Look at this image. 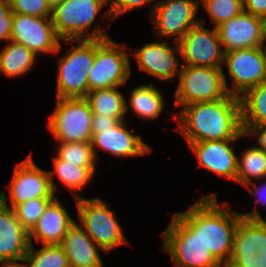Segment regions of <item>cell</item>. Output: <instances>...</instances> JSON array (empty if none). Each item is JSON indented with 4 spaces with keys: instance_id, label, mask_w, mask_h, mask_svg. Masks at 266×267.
<instances>
[{
    "instance_id": "cell-30",
    "label": "cell",
    "mask_w": 266,
    "mask_h": 267,
    "mask_svg": "<svg viewBox=\"0 0 266 267\" xmlns=\"http://www.w3.org/2000/svg\"><path fill=\"white\" fill-rule=\"evenodd\" d=\"M56 156L64 161L77 166L88 167L94 174L96 171V159L91 143L70 142L59 143Z\"/></svg>"
},
{
    "instance_id": "cell-22",
    "label": "cell",
    "mask_w": 266,
    "mask_h": 267,
    "mask_svg": "<svg viewBox=\"0 0 266 267\" xmlns=\"http://www.w3.org/2000/svg\"><path fill=\"white\" fill-rule=\"evenodd\" d=\"M230 259H249L257 256L263 244V221L256 206L250 213H240Z\"/></svg>"
},
{
    "instance_id": "cell-1",
    "label": "cell",
    "mask_w": 266,
    "mask_h": 267,
    "mask_svg": "<svg viewBox=\"0 0 266 267\" xmlns=\"http://www.w3.org/2000/svg\"><path fill=\"white\" fill-rule=\"evenodd\" d=\"M187 143L245 138L241 126L240 98L227 94L214 102L185 105L173 117Z\"/></svg>"
},
{
    "instance_id": "cell-29",
    "label": "cell",
    "mask_w": 266,
    "mask_h": 267,
    "mask_svg": "<svg viewBox=\"0 0 266 267\" xmlns=\"http://www.w3.org/2000/svg\"><path fill=\"white\" fill-rule=\"evenodd\" d=\"M24 262L26 267H69L67 255L60 244L42 245L39 250L30 244Z\"/></svg>"
},
{
    "instance_id": "cell-31",
    "label": "cell",
    "mask_w": 266,
    "mask_h": 267,
    "mask_svg": "<svg viewBox=\"0 0 266 267\" xmlns=\"http://www.w3.org/2000/svg\"><path fill=\"white\" fill-rule=\"evenodd\" d=\"M53 198H32L16 205L13 210L17 220L30 233Z\"/></svg>"
},
{
    "instance_id": "cell-27",
    "label": "cell",
    "mask_w": 266,
    "mask_h": 267,
    "mask_svg": "<svg viewBox=\"0 0 266 267\" xmlns=\"http://www.w3.org/2000/svg\"><path fill=\"white\" fill-rule=\"evenodd\" d=\"M241 126L266 125V82L240 97Z\"/></svg>"
},
{
    "instance_id": "cell-24",
    "label": "cell",
    "mask_w": 266,
    "mask_h": 267,
    "mask_svg": "<svg viewBox=\"0 0 266 267\" xmlns=\"http://www.w3.org/2000/svg\"><path fill=\"white\" fill-rule=\"evenodd\" d=\"M54 171H48L50 184L54 194L57 192V184L54 181V174L57 176L60 183L70 190L75 199L82 197L76 192L84 189L93 179L94 173L88 167L77 166L70 162L53 157Z\"/></svg>"
},
{
    "instance_id": "cell-8",
    "label": "cell",
    "mask_w": 266,
    "mask_h": 267,
    "mask_svg": "<svg viewBox=\"0 0 266 267\" xmlns=\"http://www.w3.org/2000/svg\"><path fill=\"white\" fill-rule=\"evenodd\" d=\"M47 126L59 143L92 141V116L85 98H56Z\"/></svg>"
},
{
    "instance_id": "cell-15",
    "label": "cell",
    "mask_w": 266,
    "mask_h": 267,
    "mask_svg": "<svg viewBox=\"0 0 266 267\" xmlns=\"http://www.w3.org/2000/svg\"><path fill=\"white\" fill-rule=\"evenodd\" d=\"M167 40L147 43L138 51L133 52L131 56L135 58L141 71L159 80L172 81L175 76L179 77L181 72L180 60L176 56L177 52L179 55L181 53L178 42L173 41L174 50Z\"/></svg>"
},
{
    "instance_id": "cell-3",
    "label": "cell",
    "mask_w": 266,
    "mask_h": 267,
    "mask_svg": "<svg viewBox=\"0 0 266 267\" xmlns=\"http://www.w3.org/2000/svg\"><path fill=\"white\" fill-rule=\"evenodd\" d=\"M63 41L72 47L58 60L56 98H85L88 73L95 61V39Z\"/></svg>"
},
{
    "instance_id": "cell-38",
    "label": "cell",
    "mask_w": 266,
    "mask_h": 267,
    "mask_svg": "<svg viewBox=\"0 0 266 267\" xmlns=\"http://www.w3.org/2000/svg\"><path fill=\"white\" fill-rule=\"evenodd\" d=\"M119 121L116 118L109 116H100L99 114H93L92 116V134L100 132V129H111Z\"/></svg>"
},
{
    "instance_id": "cell-41",
    "label": "cell",
    "mask_w": 266,
    "mask_h": 267,
    "mask_svg": "<svg viewBox=\"0 0 266 267\" xmlns=\"http://www.w3.org/2000/svg\"><path fill=\"white\" fill-rule=\"evenodd\" d=\"M23 262L24 258L14 260H0V267H26L25 262Z\"/></svg>"
},
{
    "instance_id": "cell-44",
    "label": "cell",
    "mask_w": 266,
    "mask_h": 267,
    "mask_svg": "<svg viewBox=\"0 0 266 267\" xmlns=\"http://www.w3.org/2000/svg\"><path fill=\"white\" fill-rule=\"evenodd\" d=\"M264 42H266V38H264ZM264 42L261 45V49H262V52L264 54V59H265V63H266V44Z\"/></svg>"
},
{
    "instance_id": "cell-19",
    "label": "cell",
    "mask_w": 266,
    "mask_h": 267,
    "mask_svg": "<svg viewBox=\"0 0 266 267\" xmlns=\"http://www.w3.org/2000/svg\"><path fill=\"white\" fill-rule=\"evenodd\" d=\"M74 220L55 196L46 206L36 226L29 233V243L33 244L35 238L42 245L61 244L67 229Z\"/></svg>"
},
{
    "instance_id": "cell-18",
    "label": "cell",
    "mask_w": 266,
    "mask_h": 267,
    "mask_svg": "<svg viewBox=\"0 0 266 267\" xmlns=\"http://www.w3.org/2000/svg\"><path fill=\"white\" fill-rule=\"evenodd\" d=\"M237 140L203 141L188 143L199 166L225 179L236 182L238 156L232 148Z\"/></svg>"
},
{
    "instance_id": "cell-10",
    "label": "cell",
    "mask_w": 266,
    "mask_h": 267,
    "mask_svg": "<svg viewBox=\"0 0 266 267\" xmlns=\"http://www.w3.org/2000/svg\"><path fill=\"white\" fill-rule=\"evenodd\" d=\"M232 86L225 87L227 94L241 97L249 89L266 82V63L261 47L236 49L224 52Z\"/></svg>"
},
{
    "instance_id": "cell-21",
    "label": "cell",
    "mask_w": 266,
    "mask_h": 267,
    "mask_svg": "<svg viewBox=\"0 0 266 267\" xmlns=\"http://www.w3.org/2000/svg\"><path fill=\"white\" fill-rule=\"evenodd\" d=\"M60 245L67 255L69 267H104L100 247L75 221L67 229Z\"/></svg>"
},
{
    "instance_id": "cell-42",
    "label": "cell",
    "mask_w": 266,
    "mask_h": 267,
    "mask_svg": "<svg viewBox=\"0 0 266 267\" xmlns=\"http://www.w3.org/2000/svg\"><path fill=\"white\" fill-rule=\"evenodd\" d=\"M64 0H47L48 7L50 10H54L58 5H60Z\"/></svg>"
},
{
    "instance_id": "cell-35",
    "label": "cell",
    "mask_w": 266,
    "mask_h": 267,
    "mask_svg": "<svg viewBox=\"0 0 266 267\" xmlns=\"http://www.w3.org/2000/svg\"><path fill=\"white\" fill-rule=\"evenodd\" d=\"M225 267H266V221H263V244L257 256L249 259H229Z\"/></svg>"
},
{
    "instance_id": "cell-20",
    "label": "cell",
    "mask_w": 266,
    "mask_h": 267,
    "mask_svg": "<svg viewBox=\"0 0 266 267\" xmlns=\"http://www.w3.org/2000/svg\"><path fill=\"white\" fill-rule=\"evenodd\" d=\"M29 233L12 208L0 202V260L22 259L29 248Z\"/></svg>"
},
{
    "instance_id": "cell-14",
    "label": "cell",
    "mask_w": 266,
    "mask_h": 267,
    "mask_svg": "<svg viewBox=\"0 0 266 267\" xmlns=\"http://www.w3.org/2000/svg\"><path fill=\"white\" fill-rule=\"evenodd\" d=\"M51 17H36L13 13L11 41L23 44L35 55L55 54L61 50Z\"/></svg>"
},
{
    "instance_id": "cell-4",
    "label": "cell",
    "mask_w": 266,
    "mask_h": 267,
    "mask_svg": "<svg viewBox=\"0 0 266 267\" xmlns=\"http://www.w3.org/2000/svg\"><path fill=\"white\" fill-rule=\"evenodd\" d=\"M109 0H64L52 10L51 20L61 40L107 39L101 26L91 29L102 8Z\"/></svg>"
},
{
    "instance_id": "cell-28",
    "label": "cell",
    "mask_w": 266,
    "mask_h": 267,
    "mask_svg": "<svg viewBox=\"0 0 266 267\" xmlns=\"http://www.w3.org/2000/svg\"><path fill=\"white\" fill-rule=\"evenodd\" d=\"M237 161L236 182L244 187L265 178L266 153L256 146H251L241 153Z\"/></svg>"
},
{
    "instance_id": "cell-11",
    "label": "cell",
    "mask_w": 266,
    "mask_h": 267,
    "mask_svg": "<svg viewBox=\"0 0 266 267\" xmlns=\"http://www.w3.org/2000/svg\"><path fill=\"white\" fill-rule=\"evenodd\" d=\"M8 189L11 206L7 203V191L0 192V202L12 209L32 198H54L56 196L50 184L48 171L38 167L31 154L16 164Z\"/></svg>"
},
{
    "instance_id": "cell-33",
    "label": "cell",
    "mask_w": 266,
    "mask_h": 267,
    "mask_svg": "<svg viewBox=\"0 0 266 267\" xmlns=\"http://www.w3.org/2000/svg\"><path fill=\"white\" fill-rule=\"evenodd\" d=\"M8 2L11 5V11L15 14L36 17H51L52 14L47 0H8Z\"/></svg>"
},
{
    "instance_id": "cell-40",
    "label": "cell",
    "mask_w": 266,
    "mask_h": 267,
    "mask_svg": "<svg viewBox=\"0 0 266 267\" xmlns=\"http://www.w3.org/2000/svg\"><path fill=\"white\" fill-rule=\"evenodd\" d=\"M265 183H263V185L260 183H256L254 181L248 183L245 187H247L248 193L250 195H253L256 199H255V204L257 205H262L266 203V178H264L263 180ZM253 184V188H250V185ZM259 184V185H258ZM261 184V185H260Z\"/></svg>"
},
{
    "instance_id": "cell-5",
    "label": "cell",
    "mask_w": 266,
    "mask_h": 267,
    "mask_svg": "<svg viewBox=\"0 0 266 267\" xmlns=\"http://www.w3.org/2000/svg\"><path fill=\"white\" fill-rule=\"evenodd\" d=\"M161 236L163 248L172 258L174 267H224L198 233H194L175 213Z\"/></svg>"
},
{
    "instance_id": "cell-6",
    "label": "cell",
    "mask_w": 266,
    "mask_h": 267,
    "mask_svg": "<svg viewBox=\"0 0 266 267\" xmlns=\"http://www.w3.org/2000/svg\"><path fill=\"white\" fill-rule=\"evenodd\" d=\"M81 227L104 253L119 245H130L117 221L116 212L99 199H75Z\"/></svg>"
},
{
    "instance_id": "cell-36",
    "label": "cell",
    "mask_w": 266,
    "mask_h": 267,
    "mask_svg": "<svg viewBox=\"0 0 266 267\" xmlns=\"http://www.w3.org/2000/svg\"><path fill=\"white\" fill-rule=\"evenodd\" d=\"M13 25V12L8 0H0V41L8 42L11 40Z\"/></svg>"
},
{
    "instance_id": "cell-2",
    "label": "cell",
    "mask_w": 266,
    "mask_h": 267,
    "mask_svg": "<svg viewBox=\"0 0 266 267\" xmlns=\"http://www.w3.org/2000/svg\"><path fill=\"white\" fill-rule=\"evenodd\" d=\"M217 194L202 195L187 210L175 213L225 267L231 257L234 237L240 219L227 203L218 204ZM227 207V208H225Z\"/></svg>"
},
{
    "instance_id": "cell-16",
    "label": "cell",
    "mask_w": 266,
    "mask_h": 267,
    "mask_svg": "<svg viewBox=\"0 0 266 267\" xmlns=\"http://www.w3.org/2000/svg\"><path fill=\"white\" fill-rule=\"evenodd\" d=\"M126 120L119 121L111 129H100L94 133L91 145L96 159L99 149L116 157L143 156L153 152V149L143 142L141 136L127 129Z\"/></svg>"
},
{
    "instance_id": "cell-9",
    "label": "cell",
    "mask_w": 266,
    "mask_h": 267,
    "mask_svg": "<svg viewBox=\"0 0 266 267\" xmlns=\"http://www.w3.org/2000/svg\"><path fill=\"white\" fill-rule=\"evenodd\" d=\"M223 68L204 66L181 67L179 84L175 91V107L195 102H214L227 95V77Z\"/></svg>"
},
{
    "instance_id": "cell-37",
    "label": "cell",
    "mask_w": 266,
    "mask_h": 267,
    "mask_svg": "<svg viewBox=\"0 0 266 267\" xmlns=\"http://www.w3.org/2000/svg\"><path fill=\"white\" fill-rule=\"evenodd\" d=\"M245 137H258L257 146L266 153V125L242 126Z\"/></svg>"
},
{
    "instance_id": "cell-12",
    "label": "cell",
    "mask_w": 266,
    "mask_h": 267,
    "mask_svg": "<svg viewBox=\"0 0 266 267\" xmlns=\"http://www.w3.org/2000/svg\"><path fill=\"white\" fill-rule=\"evenodd\" d=\"M200 8L199 0H161L150 10L155 34L174 37L179 42L200 20L196 19Z\"/></svg>"
},
{
    "instance_id": "cell-23",
    "label": "cell",
    "mask_w": 266,
    "mask_h": 267,
    "mask_svg": "<svg viewBox=\"0 0 266 267\" xmlns=\"http://www.w3.org/2000/svg\"><path fill=\"white\" fill-rule=\"evenodd\" d=\"M162 95L161 90L157 89L152 82L138 85L133 88L130 97H128L129 104L126 100V113L131 108L138 118L155 120L160 117L164 110L165 99Z\"/></svg>"
},
{
    "instance_id": "cell-25",
    "label": "cell",
    "mask_w": 266,
    "mask_h": 267,
    "mask_svg": "<svg viewBox=\"0 0 266 267\" xmlns=\"http://www.w3.org/2000/svg\"><path fill=\"white\" fill-rule=\"evenodd\" d=\"M36 55L23 44L8 41L0 50V74L10 78L25 75L35 63Z\"/></svg>"
},
{
    "instance_id": "cell-32",
    "label": "cell",
    "mask_w": 266,
    "mask_h": 267,
    "mask_svg": "<svg viewBox=\"0 0 266 267\" xmlns=\"http://www.w3.org/2000/svg\"><path fill=\"white\" fill-rule=\"evenodd\" d=\"M200 2L203 3L215 28L243 11L242 0H200Z\"/></svg>"
},
{
    "instance_id": "cell-13",
    "label": "cell",
    "mask_w": 266,
    "mask_h": 267,
    "mask_svg": "<svg viewBox=\"0 0 266 267\" xmlns=\"http://www.w3.org/2000/svg\"><path fill=\"white\" fill-rule=\"evenodd\" d=\"M204 19L191 28L178 42L186 66L222 68L224 50L217 28L210 31L203 26Z\"/></svg>"
},
{
    "instance_id": "cell-26",
    "label": "cell",
    "mask_w": 266,
    "mask_h": 267,
    "mask_svg": "<svg viewBox=\"0 0 266 267\" xmlns=\"http://www.w3.org/2000/svg\"><path fill=\"white\" fill-rule=\"evenodd\" d=\"M117 88L97 89L87 93L85 99L93 114L109 116L118 121L126 120V99Z\"/></svg>"
},
{
    "instance_id": "cell-7",
    "label": "cell",
    "mask_w": 266,
    "mask_h": 267,
    "mask_svg": "<svg viewBox=\"0 0 266 267\" xmlns=\"http://www.w3.org/2000/svg\"><path fill=\"white\" fill-rule=\"evenodd\" d=\"M126 45L111 38L95 39V61L88 73L89 91L120 87L127 82L131 67Z\"/></svg>"
},
{
    "instance_id": "cell-43",
    "label": "cell",
    "mask_w": 266,
    "mask_h": 267,
    "mask_svg": "<svg viewBox=\"0 0 266 267\" xmlns=\"http://www.w3.org/2000/svg\"><path fill=\"white\" fill-rule=\"evenodd\" d=\"M260 19H261V25H262V33H263L264 38H266V14L262 15Z\"/></svg>"
},
{
    "instance_id": "cell-34",
    "label": "cell",
    "mask_w": 266,
    "mask_h": 267,
    "mask_svg": "<svg viewBox=\"0 0 266 267\" xmlns=\"http://www.w3.org/2000/svg\"><path fill=\"white\" fill-rule=\"evenodd\" d=\"M152 1L156 0H109L110 7L103 13L104 20L107 19L108 22L115 20L122 14L143 7Z\"/></svg>"
},
{
    "instance_id": "cell-17",
    "label": "cell",
    "mask_w": 266,
    "mask_h": 267,
    "mask_svg": "<svg viewBox=\"0 0 266 267\" xmlns=\"http://www.w3.org/2000/svg\"><path fill=\"white\" fill-rule=\"evenodd\" d=\"M216 28L224 52L261 47L264 42L260 17L244 11Z\"/></svg>"
},
{
    "instance_id": "cell-39",
    "label": "cell",
    "mask_w": 266,
    "mask_h": 267,
    "mask_svg": "<svg viewBox=\"0 0 266 267\" xmlns=\"http://www.w3.org/2000/svg\"><path fill=\"white\" fill-rule=\"evenodd\" d=\"M243 11L261 17L266 14V0H242Z\"/></svg>"
}]
</instances>
